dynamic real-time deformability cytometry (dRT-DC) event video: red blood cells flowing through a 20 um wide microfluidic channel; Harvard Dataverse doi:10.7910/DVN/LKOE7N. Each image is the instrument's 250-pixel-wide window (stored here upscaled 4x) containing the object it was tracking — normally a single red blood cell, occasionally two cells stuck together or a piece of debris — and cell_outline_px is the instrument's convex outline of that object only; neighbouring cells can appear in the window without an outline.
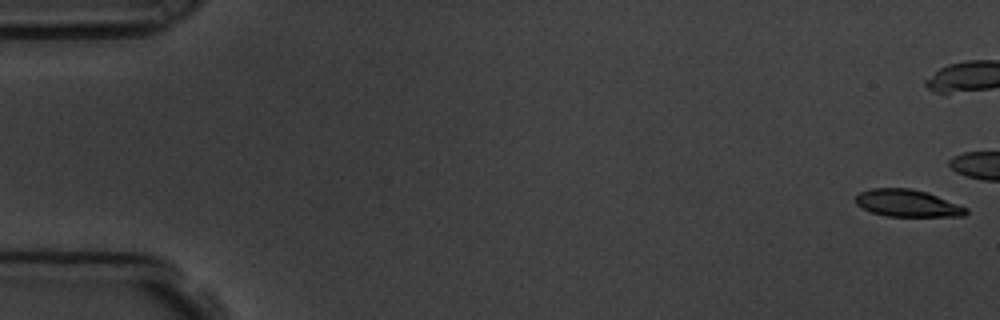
{"species": "common noctule bat (a hibernating species)", "species_latin": "Nyctalus noctula", "temperature_condition": "room temperature", "stored_images_in_passage": 41, "camera_frame_rate_fps": 3000, "um_per_image_px": 0.085, "animal": {"sex": "male", "body_mass_g": 19.5, "forearm_length_mm": 54.6}, "frame": {"image": 1, "passage_image": 1, "time_ms": 0.0, "image_size_px": [1000, 320], "cell_outline_px": [[968, 212], [964, 216], [884, 216], [872, 212], [856, 204], [856, 196], [860, 192], [872, 188], [912, 188], [928, 192], [968, 208]], "centroid_in_image_um": [77.15, 17.27], "position_along_channel_um": 7.9, "area_um2": 17.46}}